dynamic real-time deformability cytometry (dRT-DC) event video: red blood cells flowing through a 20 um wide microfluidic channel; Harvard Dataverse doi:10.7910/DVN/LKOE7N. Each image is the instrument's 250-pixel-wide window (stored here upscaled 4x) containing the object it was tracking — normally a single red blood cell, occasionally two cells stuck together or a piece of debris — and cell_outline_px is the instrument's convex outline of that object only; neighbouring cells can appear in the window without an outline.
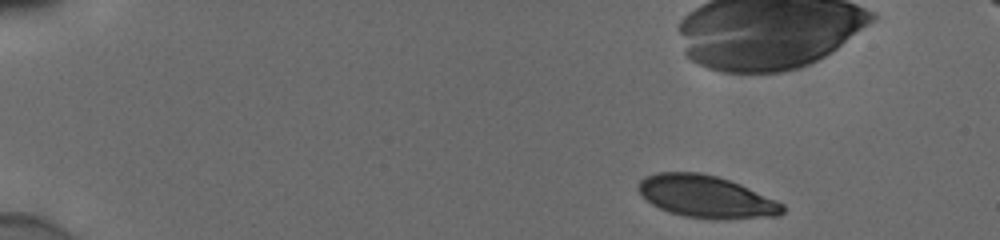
{"species": "human", "species_latin": "Homo sapiens", "temperature_condition": "cold", "stored_images_in_passage": 48, "camera_frame_rate_fps": 3000, "um_per_image_px": 0.085, "donor": {"sex": "male"}, "frame": {"image": 1, "passage_image": 1, "time_ms": 0.0, "image_size_px": [1000, 240], "cell_outline_px": [[784, 212], [780, 216], [724, 220], [712, 220], [684, 216], [660, 208], [652, 204], [636, 188], [636, 184], [644, 176], [656, 172], [700, 172], [716, 176], [740, 184], [776, 200], [784, 204]], "centroid_in_image_um": [60.04, 16.72], "position_along_channel_um": 25.0, "area_um2": 35.78}}
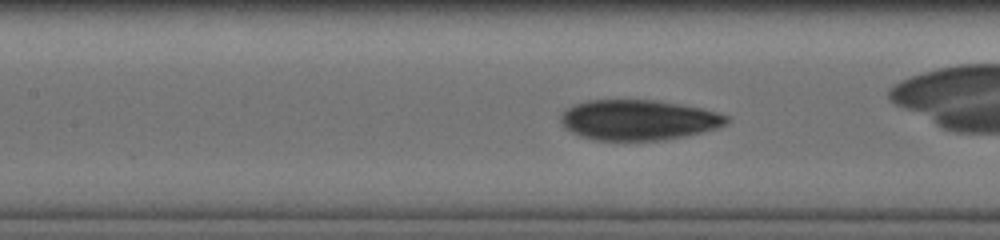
{"frame": {"image": 2, "passage_image": 20, "time_ms": 6.333, "image_size_px": [1000, 240], "cell_outline_px": [[728, 120], [724, 124], [716, 128], [704, 132], [664, 140], [592, 140], [580, 136], [564, 128], [560, 120], [560, 116], [572, 104], [588, 100], [656, 100], [704, 108], [728, 116]], "centroid_in_image_um": [54.24, 10.19], "position_along_channel_um": 153.2, "area_um2": 39.07}}
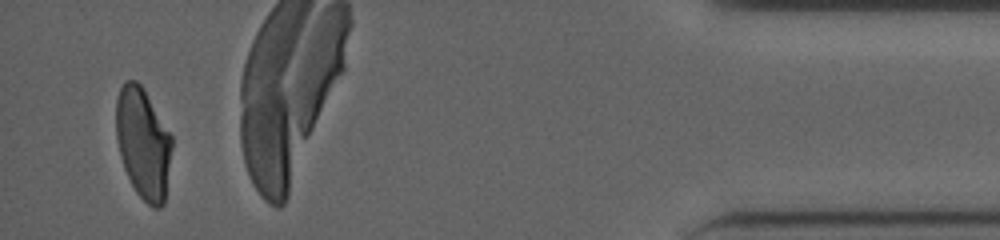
{"frame": {"image": 3, "passage_image": 46, "time_ms": 15.0, "image_size_px": [1000, 240], "cell_outline_px": [[172, 148], [164, 204], [160, 208], [152, 208], [136, 192], [124, 168], [120, 156], [116, 136], [116, 100], [120, 88], [124, 80], [136, 80], [144, 88], [172, 136]], "centroid_in_image_um": [12.16, 12.16], "position_along_channel_um": 423.0, "area_um2": 36.18}, "authors_computed_cell_mechanics": {"area_um2": 37.8301, "velocity_mm_per_s": 3.8698, "shape_relaxation_time_tau1_ms": 7.1788, "shape_relaxation_time_tau2_ms": 1.8708, "deformation_change_tau1": 0.1961, "deformation_change_tau2": 0.0664}}